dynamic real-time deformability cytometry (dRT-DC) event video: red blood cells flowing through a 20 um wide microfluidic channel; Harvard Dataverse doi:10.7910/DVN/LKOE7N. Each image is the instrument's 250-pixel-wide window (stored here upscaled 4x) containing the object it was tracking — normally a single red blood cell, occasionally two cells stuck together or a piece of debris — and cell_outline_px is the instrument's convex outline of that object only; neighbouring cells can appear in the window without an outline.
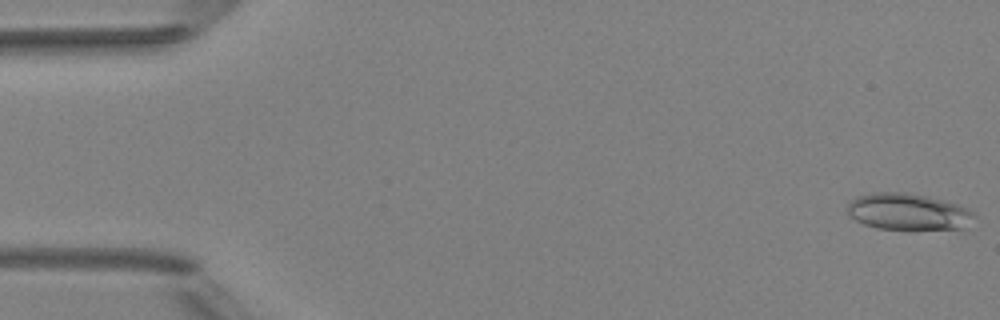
{"species": "Egyptian fruit bat (a non-hibernating species)", "species_latin": "Rousettus aegyptiacus", "temperature_condition": "room temperature", "stored_images_in_passage": 4, "camera_frame_rate_fps": 3000, "um_per_image_px": 0.085, "animal": {"sex": "female"}, "frame": {"image": 1, "passage_image": 1, "time_ms": 0.0, "image_size_px": [1000, 320], "cell_outline_px": [[976, 216], [964, 228], [912, 232], [876, 228], [864, 224], [856, 220], [848, 212], [848, 204], [856, 196], [872, 192], [904, 192], [924, 196], [956, 204], [968, 208]], "centroid_in_image_um": [77.19, 18.05], "position_along_channel_um": 7.8, "area_um2": 27.63}}